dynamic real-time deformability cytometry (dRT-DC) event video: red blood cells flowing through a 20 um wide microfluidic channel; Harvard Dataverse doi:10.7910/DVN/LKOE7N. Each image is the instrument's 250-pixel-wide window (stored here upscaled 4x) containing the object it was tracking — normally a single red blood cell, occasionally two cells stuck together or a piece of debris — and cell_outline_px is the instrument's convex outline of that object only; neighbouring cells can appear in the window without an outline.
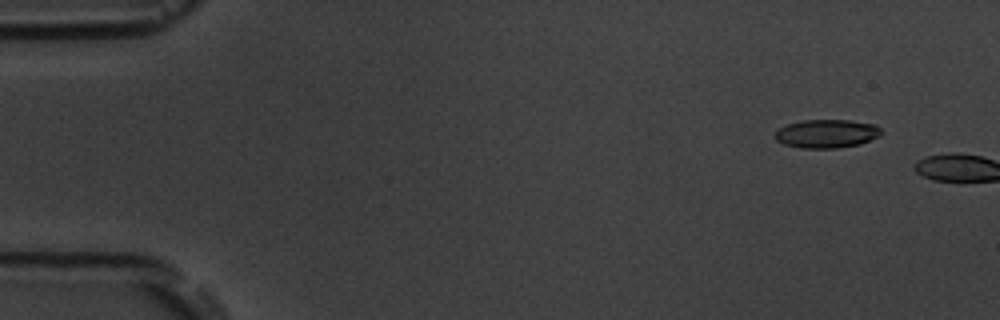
{"species": "common noctule bat (a hibernating species)", "species_latin": "Nyctalus noctula", "temperature_condition": "room temperature", "stored_images_in_passage": 3, "camera_frame_rate_fps": 3000, "um_per_image_px": 0.085, "animal": {"sex": "male", "body_mass_g": 19.5, "forearm_length_mm": 54.6}, "frame": {"image": 1, "passage_image": 1, "time_ms": 0.0, "image_size_px": [1000, 320], "cell_outline_px": [[880, 136], [860, 144], [836, 148], [800, 148], [784, 144], [776, 140], [776, 132], [780, 128], [788, 124], [800, 120], [848, 120], [876, 124], [880, 128]], "centroid_in_image_um": [70.28, 11.36], "position_along_channel_um": 14.7, "area_um2": 17.57}}